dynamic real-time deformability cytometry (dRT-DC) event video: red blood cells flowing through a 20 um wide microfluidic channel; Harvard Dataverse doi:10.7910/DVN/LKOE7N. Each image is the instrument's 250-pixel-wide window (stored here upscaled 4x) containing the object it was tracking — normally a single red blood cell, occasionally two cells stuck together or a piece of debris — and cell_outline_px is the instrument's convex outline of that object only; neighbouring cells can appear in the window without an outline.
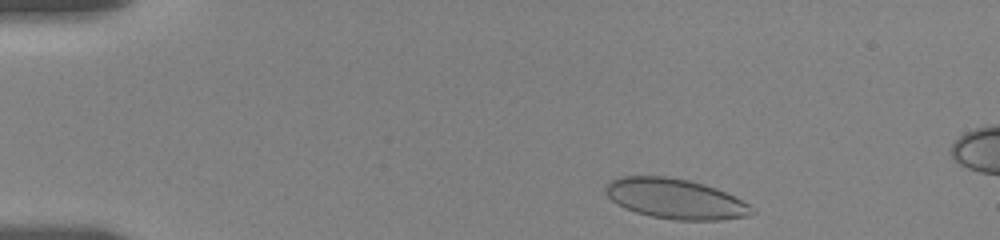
{"species": "human", "species_latin": "Homo sapiens", "temperature_condition": "room temperature", "stored_images_in_passage": 6, "camera_frame_rate_fps": 3000, "um_per_image_px": 0.085, "donor": {"sex": "female"}, "frame": {"image": 1, "passage_image": 1, "time_ms": 0.0, "image_size_px": [1000, 240], "cell_outline_px": [[756, 212], [748, 216], [720, 220], [676, 220], [652, 216], [636, 212], [624, 208], [616, 204], [604, 192], [604, 188], [608, 180], [620, 176], [668, 176], [688, 180], [704, 184], [716, 188], [756, 208]], "centroid_in_image_um": [57.37, 16.89], "position_along_channel_um": 27.6, "area_um2": 34.33}}
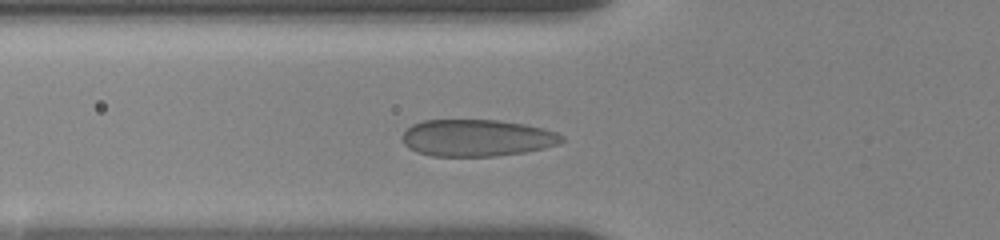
{"frame": {"image": 2, "passage_image": 6, "time_ms": 3.667, "image_size_px": [1000, 240], "cell_outline_px": [[564, 140], [560, 144], [544, 148], [524, 152], [496, 156], [432, 156], [416, 152], [408, 148], [404, 144], [404, 132], [412, 124], [424, 120], [496, 120], [524, 124], [556, 132], [564, 136]], "centroid_in_image_um": [40.54, 11.73], "position_along_channel_um": 85.3, "area_um2": 34.22}}